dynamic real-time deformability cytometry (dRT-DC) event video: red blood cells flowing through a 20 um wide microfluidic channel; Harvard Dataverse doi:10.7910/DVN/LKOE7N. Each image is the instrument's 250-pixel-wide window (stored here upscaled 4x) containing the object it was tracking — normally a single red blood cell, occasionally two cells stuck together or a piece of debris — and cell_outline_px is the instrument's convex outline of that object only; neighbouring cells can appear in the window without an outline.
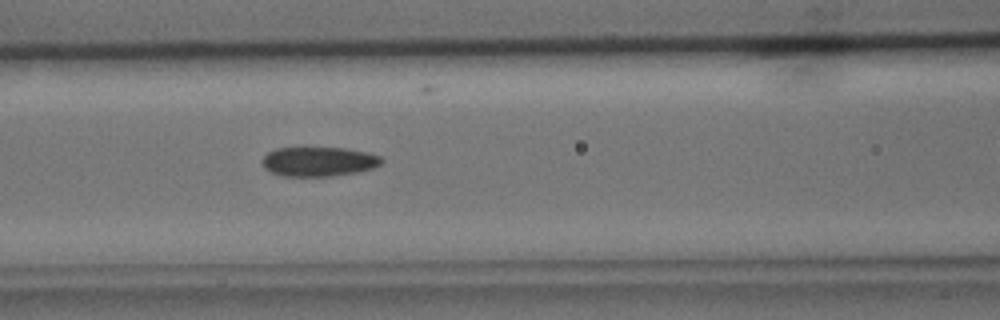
{"species": "common noctule bat (a hibernating species)", "species_latin": "Nyctalus noctula", "temperature_condition": "cold", "stored_images_in_passage": 27, "camera_frame_rate_fps": 3000, "um_per_image_px": 0.085, "animal": {"sex": "male", "body_mass_g": 15.6}, "frame": {"image": 1, "passage_image": 7, "time_ms": 2.0, "image_size_px": [1000, 320], "cell_outline_px": [[384, 160], [380, 164], [372, 168], [356, 172], [332, 176], [280, 176], [264, 168], [260, 160], [268, 152], [276, 148], [344, 148], [368, 152], [380, 156]], "centroid_in_image_um": [27.06, 13.73], "position_along_channel_um": 139.5, "area_um2": 20.52}}
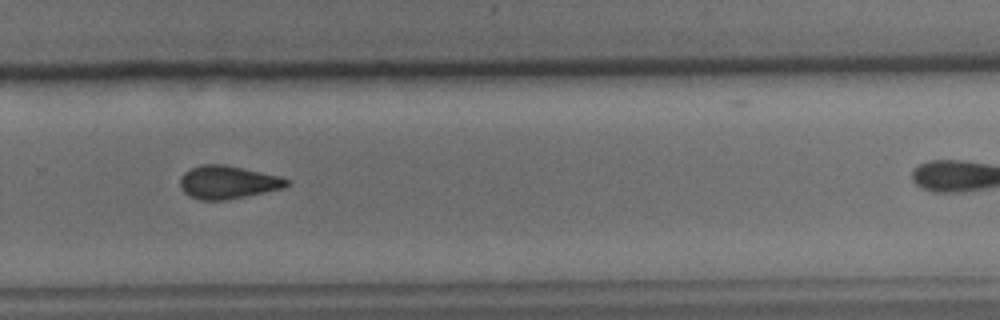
{"frame": {"image": 2, "passage_image": 20, "time_ms": 6.333, "image_size_px": [1000, 320], "cell_outline_px": [[288, 184], [284, 188], [224, 200], [200, 200], [184, 192], [180, 188], [180, 176], [184, 172], [200, 164], [224, 164], [244, 168], [280, 176], [288, 180]], "centroid_in_image_um": [19.33, 15.48], "position_along_channel_um": 310.5, "area_um2": 20.4}}
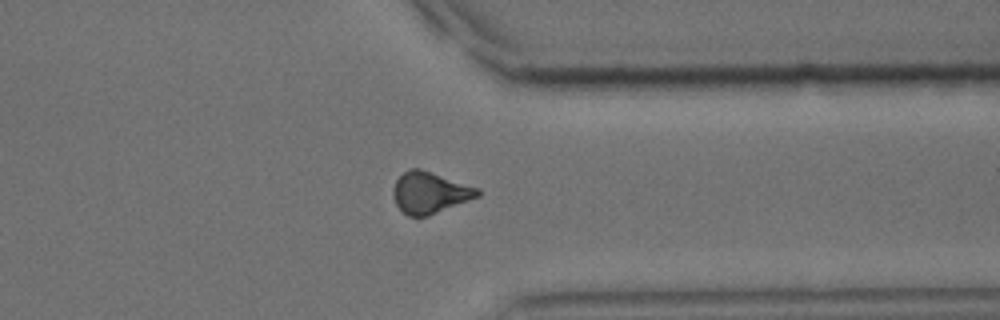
{"frame": {"image": 3, "passage_image": 25, "time_ms": 8.0, "image_size_px": [1000, 320], "cell_outline_px": [[480, 196], [428, 216], [408, 216], [396, 204], [392, 196], [392, 192], [396, 180], [404, 172], [412, 168], [420, 168], [480, 188]], "centroid_in_image_um": [36.54, 16.37], "position_along_channel_um": 374.9, "area_um2": 20.35}}